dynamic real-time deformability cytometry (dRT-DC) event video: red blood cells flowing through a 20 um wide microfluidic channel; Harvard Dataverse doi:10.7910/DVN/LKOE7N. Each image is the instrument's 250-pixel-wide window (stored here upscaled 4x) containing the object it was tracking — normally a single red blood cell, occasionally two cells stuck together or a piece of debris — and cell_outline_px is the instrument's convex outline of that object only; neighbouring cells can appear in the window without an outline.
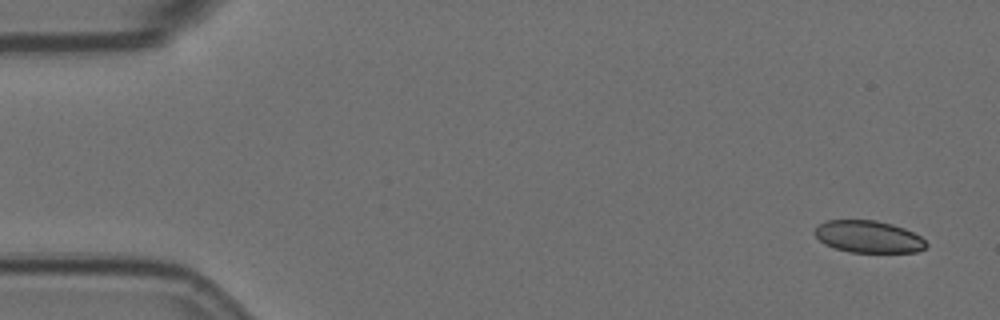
{"species": "Egyptian fruit bat (a non-hibernating species)", "species_latin": "Rousettus aegyptiacus", "temperature_condition": "room temperature", "stored_images_in_passage": 4, "camera_frame_rate_fps": 3000, "um_per_image_px": 0.085, "animal": {"sex": "female"}, "frame": {"image": 1, "passage_image": 1, "time_ms": 0.0, "image_size_px": [1000, 320], "cell_outline_px": [[928, 244], [924, 248], [916, 252], [848, 252], [824, 244], [816, 236], [816, 224], [824, 220], [876, 220], [892, 224], [904, 228], [920, 236]], "centroid_in_image_um": [73.8, 20.11], "position_along_channel_um": 11.2, "area_um2": 20.81}}
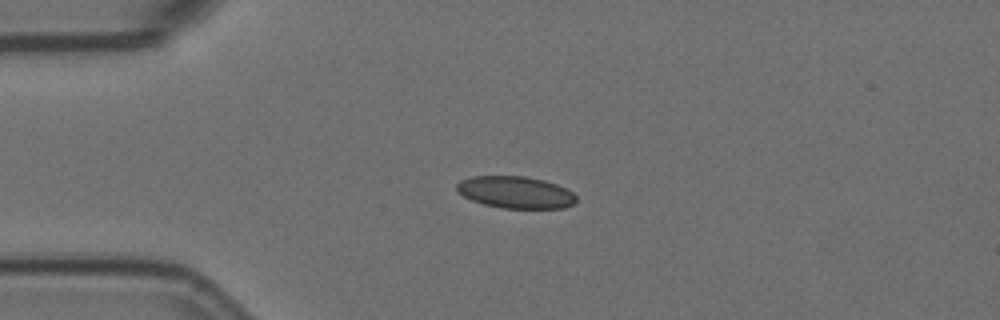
{"frame": {"image": 2, "passage_image": 4, "time_ms": 1.0, "image_size_px": [1000, 320], "cell_outline_px": [[576, 200], [572, 204], [564, 208], [500, 208], [484, 204], [472, 200], [456, 192], [456, 184], [460, 180], [472, 176], [524, 176], [544, 180], [568, 188], [576, 196]], "centroid_in_image_um": [43.81, 16.34], "position_along_channel_um": 41.2, "area_um2": 22.37}}